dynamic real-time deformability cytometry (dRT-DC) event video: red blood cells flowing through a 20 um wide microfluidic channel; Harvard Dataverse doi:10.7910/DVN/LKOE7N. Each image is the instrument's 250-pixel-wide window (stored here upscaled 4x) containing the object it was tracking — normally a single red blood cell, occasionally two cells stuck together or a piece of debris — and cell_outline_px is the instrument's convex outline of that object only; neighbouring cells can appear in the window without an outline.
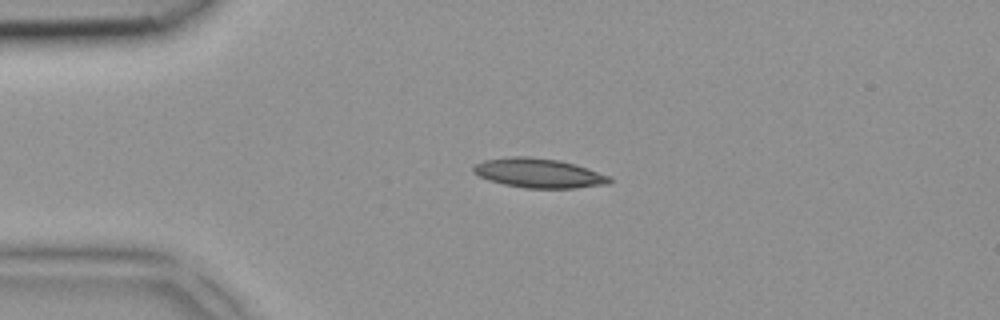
{"species": "common noctule bat (a hibernating species)", "species_latin": "Nyctalus noctula", "temperature_condition": "room temperature", "stored_images_in_passage": 3, "camera_frame_rate_fps": 3000, "um_per_image_px": 0.085, "animal": {"sex": "female", "body_mass_g": 18.4}, "frame": {"image": 1, "passage_image": 1, "time_ms": 0.0, "image_size_px": [1000, 320], "cell_outline_px": [[612, 180], [608, 184], [576, 188], [524, 188], [504, 184], [488, 180], [472, 172], [472, 168], [476, 164], [484, 160], [512, 156], [528, 156], [560, 160], [612, 176]], "centroid_in_image_um": [45.8, 14.71], "position_along_channel_um": 39.2, "area_um2": 23.35}}
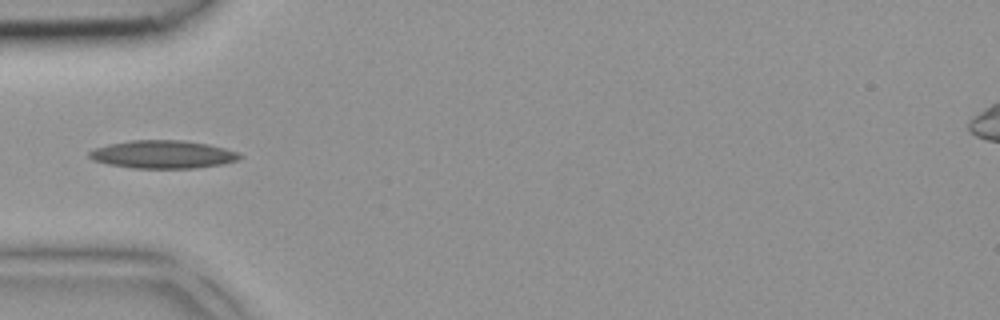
{"frame": {"image": 2, "passage_image": 2, "time_ms": 0.333, "image_size_px": [1000, 320], "cell_outline_px": [[244, 156], [236, 160], [220, 164], [192, 168], [132, 168], [108, 164], [92, 160], [88, 156], [88, 152], [96, 148], [108, 144], [132, 140], [184, 140], [208, 144], [224, 148], [236, 152]], "centroid_in_image_um": [13.8, 13.12], "position_along_channel_um": 71.2, "area_um2": 24.39}}